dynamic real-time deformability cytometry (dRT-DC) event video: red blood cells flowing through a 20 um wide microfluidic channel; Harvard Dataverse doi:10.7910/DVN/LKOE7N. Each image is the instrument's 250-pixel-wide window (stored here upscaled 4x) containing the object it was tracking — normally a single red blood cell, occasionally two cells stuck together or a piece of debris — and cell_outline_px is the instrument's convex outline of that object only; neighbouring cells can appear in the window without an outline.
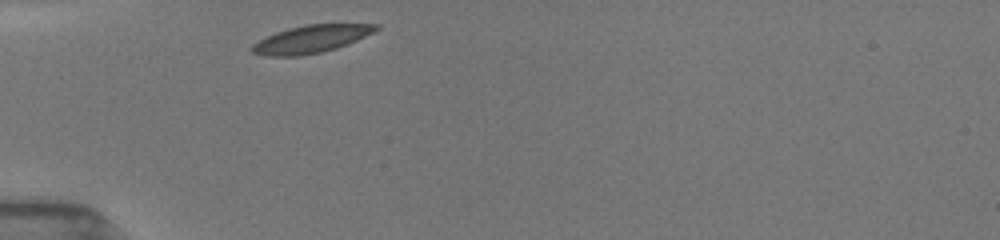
{"species": "common noctule bat (a hibernating species)", "species_latin": "Nyctalus noctula", "temperature_condition": "room temperature", "stored_images_in_passage": 30, "camera_frame_rate_fps": 3000, "um_per_image_px": 0.085, "animal": {"sex": "female", "body_mass_g": 19.5, "forearm_length_mm": 54.1}, "frame": {"image": 1, "passage_image": 1, "time_ms": 0.0, "image_size_px": [1000, 240], "cell_outline_px": [[380, 28], [356, 40], [336, 48], [320, 52], [296, 56], [268, 56], [252, 52], [252, 44], [276, 32], [288, 28], [308, 24], [380, 24]], "centroid_in_image_um": [26.44, 3.31], "position_along_channel_um": 58.6, "area_um2": 19.54}}
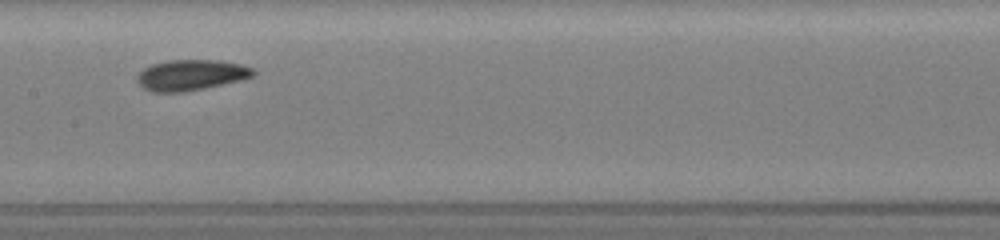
{"frame": {"image": 2, "passage_image": 12, "time_ms": 3.667, "image_size_px": [1000, 240], "cell_outline_px": [[256, 72], [252, 76], [240, 80], [184, 92], [152, 92], [144, 88], [136, 80], [140, 72], [144, 68], [152, 64], [168, 60], [220, 60], [240, 64], [252, 68]], "centroid_in_image_um": [16.22, 6.37], "position_along_channel_um": 191.2, "area_um2": 20.58}}
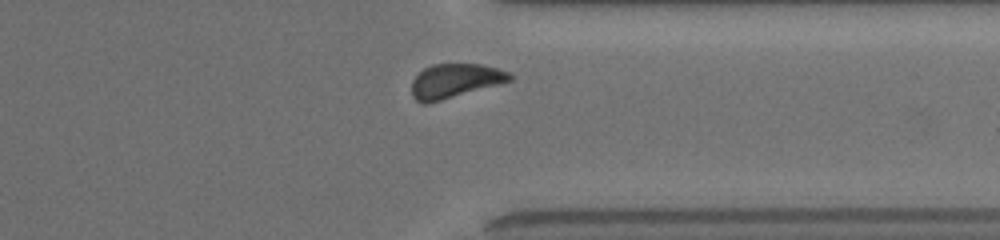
{"frame": {"image": 3, "passage_image": 26, "time_ms": 8.333, "image_size_px": [1000, 240], "cell_outline_px": [[512, 80], [428, 104], [424, 104], [416, 100], [412, 96], [412, 80], [424, 68], [432, 64], [480, 64], [512, 72]], "centroid_in_image_um": [38.66, 6.87], "position_along_channel_um": 372.7, "area_um2": 19.42}, "authors_computed_cell_mechanics": {"area_um2": 19.8832, "velocity_mm_per_s": 3.8932, "shape_relaxation_time_tau1_ms": 2.241, "shape_relaxation_time_tau2_ms": 3.3302, "deformation_change_tau1": 0.0718, "deformation_change_tau2": 0.0859}}